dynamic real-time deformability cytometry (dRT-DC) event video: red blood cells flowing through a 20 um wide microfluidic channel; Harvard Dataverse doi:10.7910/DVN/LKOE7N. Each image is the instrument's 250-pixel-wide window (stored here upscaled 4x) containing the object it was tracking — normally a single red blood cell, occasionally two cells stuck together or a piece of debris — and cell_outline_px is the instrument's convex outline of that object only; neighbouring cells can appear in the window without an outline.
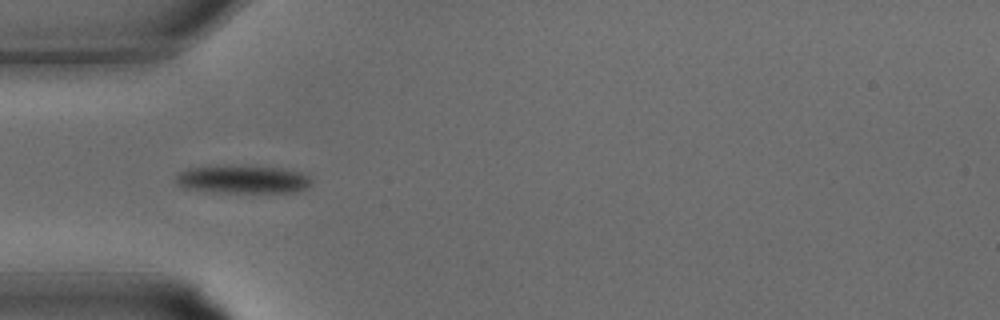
{"species": "common noctule bat (a hibernating species)", "species_latin": "Nyctalus noctula", "temperature_condition": "warm", "stored_images_in_passage": 24, "camera_frame_rate_fps": 3000, "um_per_image_px": 0.085, "animal": {"sex": "male", "body_mass_g": 15.6}, "frame": {"image": 1, "passage_image": 1, "time_ms": 0.0, "image_size_px": [1000, 320], "cell_outline_px": [[312, 184], [308, 188], [300, 192], [216, 192], [184, 188], [176, 184], [176, 172], [188, 168], [228, 164], [284, 168], [304, 172], [312, 180]], "centroid_in_image_um": [20.66, 15.22], "position_along_channel_um": 64.3, "area_um2": 22.95}}
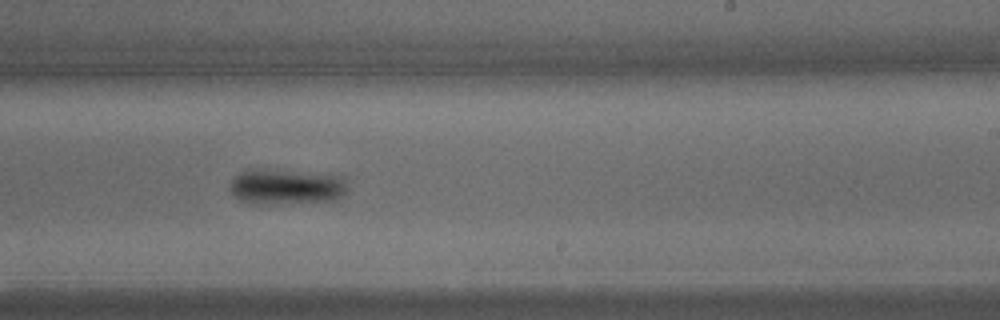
{"frame": {"image": 2, "passage_image": 11, "time_ms": 3.333, "image_size_px": [1000, 320], "cell_outline_px": [[348, 176], [344, 196], [336, 200], [244, 200], [236, 196], [232, 192], [228, 184], [240, 172], [248, 168], [264, 168]], "centroid_in_image_um": [24.41, 15.75], "position_along_channel_um": 264.6, "area_um2": 23.18}}
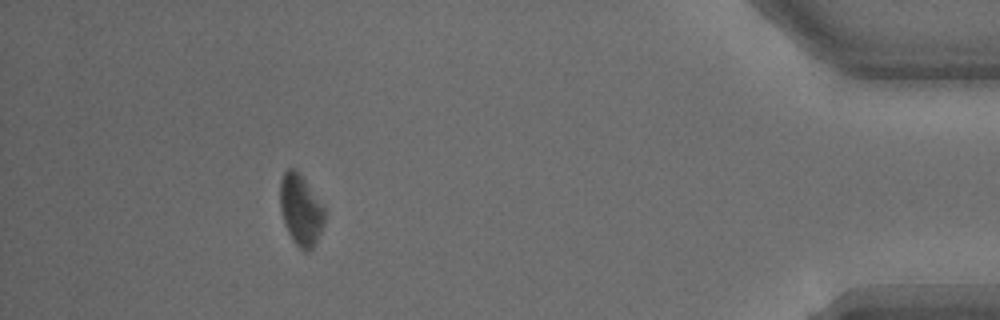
{"frame": {"image": 3, "passage_image": 21, "time_ms": 6.667, "image_size_px": [1000, 320], "cell_outline_px": [[324, 224], [312, 248], [304, 252], [292, 240], [284, 224], [280, 208], [280, 180], [284, 172], [288, 168], [296, 168], [324, 204]], "centroid_in_image_um": [25.56, 17.8], "position_along_channel_um": 409.6, "area_um2": 18.55}}